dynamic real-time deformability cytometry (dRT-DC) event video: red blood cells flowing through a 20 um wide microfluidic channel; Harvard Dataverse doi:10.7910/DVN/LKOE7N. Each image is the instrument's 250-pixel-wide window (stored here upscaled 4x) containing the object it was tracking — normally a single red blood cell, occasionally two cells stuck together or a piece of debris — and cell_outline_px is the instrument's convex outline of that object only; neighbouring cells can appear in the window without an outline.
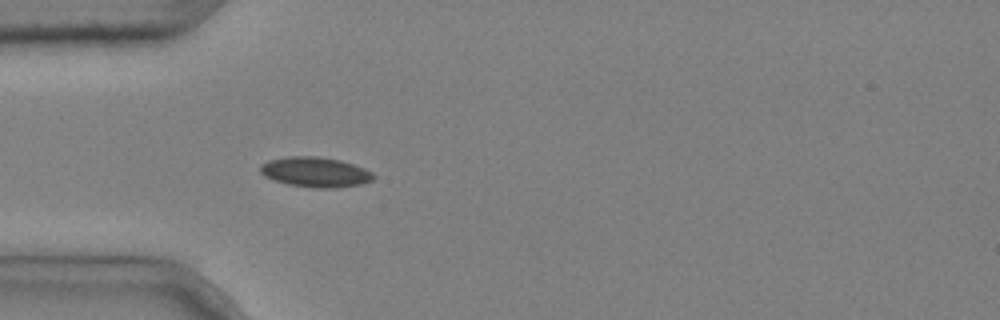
{"species": "common noctule bat (a hibernating species)", "species_latin": "Nyctalus noctula", "temperature_condition": "cold", "stored_images_in_passage": 3, "camera_frame_rate_fps": 3000, "um_per_image_px": 0.085, "animal": {"sex": "male", "body_mass_g": 20.4}, "frame": {"image": 1, "passage_image": 3, "time_ms": 0.667, "image_size_px": [1000, 320], "cell_outline_px": [[376, 176], [372, 180], [360, 184], [336, 188], [316, 188], [288, 184], [264, 176], [260, 172], [260, 164], [268, 160], [288, 156], [316, 156], [340, 160], [364, 168], [372, 172]], "centroid_in_image_um": [26.8, 14.62], "position_along_channel_um": 58.2, "area_um2": 19.77}}